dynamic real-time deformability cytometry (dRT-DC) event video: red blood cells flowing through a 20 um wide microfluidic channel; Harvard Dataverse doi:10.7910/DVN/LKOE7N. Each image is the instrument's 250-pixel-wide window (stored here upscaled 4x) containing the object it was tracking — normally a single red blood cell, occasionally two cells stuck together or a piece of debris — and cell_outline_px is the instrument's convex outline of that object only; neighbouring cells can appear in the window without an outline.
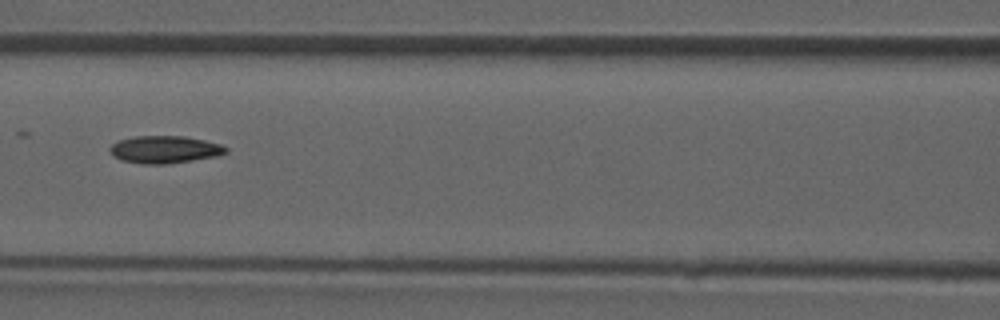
{"species": "common noctule bat (a hibernating species)", "species_latin": "Nyctalus noctula", "temperature_condition": "room temperature", "stored_images_in_passage": 49, "camera_frame_rate_fps": 3000, "um_per_image_px": 0.085, "animal": {"sex": "male", "forearm_length_mm": 52.5}, "frame": {"image": 1, "passage_image": 22, "time_ms": 7.0, "image_size_px": [1000, 320], "cell_outline_px": [[228, 152], [216, 156], [168, 164], [144, 164], [120, 160], [112, 156], [108, 148], [112, 144], [120, 140], [136, 136], [184, 136], [204, 140], [220, 144], [228, 148]], "centroid_in_image_um": [13.97, 12.71], "position_along_channel_um": 152.6, "area_um2": 18.55}}